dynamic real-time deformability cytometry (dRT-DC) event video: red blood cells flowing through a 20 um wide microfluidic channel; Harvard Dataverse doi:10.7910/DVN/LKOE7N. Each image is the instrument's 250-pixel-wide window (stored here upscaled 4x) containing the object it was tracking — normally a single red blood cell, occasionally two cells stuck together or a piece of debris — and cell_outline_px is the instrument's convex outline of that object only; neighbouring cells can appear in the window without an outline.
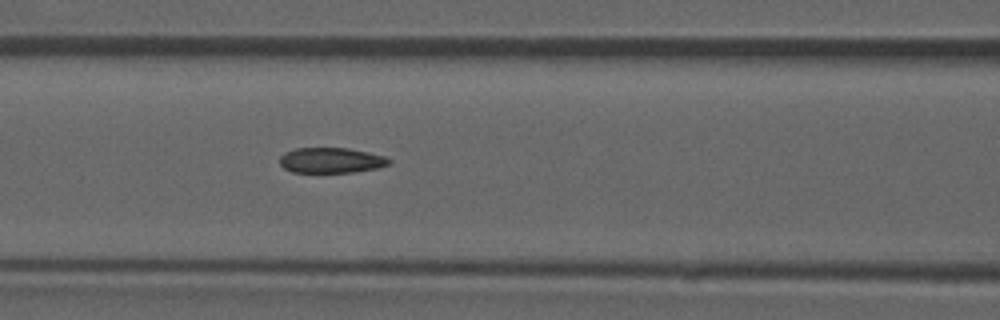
{"species": "common noctule bat (a hibernating species)", "species_latin": "Nyctalus noctula", "temperature_condition": "room temperature", "stored_images_in_passage": 53, "camera_frame_rate_fps": 3000, "um_per_image_px": 0.085, "animal": {"sex": "male", "forearm_length_mm": 52.5}, "frame": {"image": 1, "passage_image": 23, "time_ms": 7.333, "image_size_px": [1000, 320], "cell_outline_px": [[392, 160], [388, 164], [376, 168], [356, 172], [292, 172], [284, 168], [280, 164], [280, 156], [284, 152], [296, 148], [348, 148], [368, 152], [384, 156]], "centroid_in_image_um": [28.12, 13.62], "position_along_channel_um": 138.5, "area_um2": 16.13}, "authors_computed_cell_mechanics": {"area_um2": 17.2244, "velocity_mm_per_s": 3.8768, "shape_relaxation_time_tau1_ms": null, "shape_relaxation_time_tau2_ms": 2.6226, "deformation_change_tau1": null, "deformation_change_tau2": 0.0888}}